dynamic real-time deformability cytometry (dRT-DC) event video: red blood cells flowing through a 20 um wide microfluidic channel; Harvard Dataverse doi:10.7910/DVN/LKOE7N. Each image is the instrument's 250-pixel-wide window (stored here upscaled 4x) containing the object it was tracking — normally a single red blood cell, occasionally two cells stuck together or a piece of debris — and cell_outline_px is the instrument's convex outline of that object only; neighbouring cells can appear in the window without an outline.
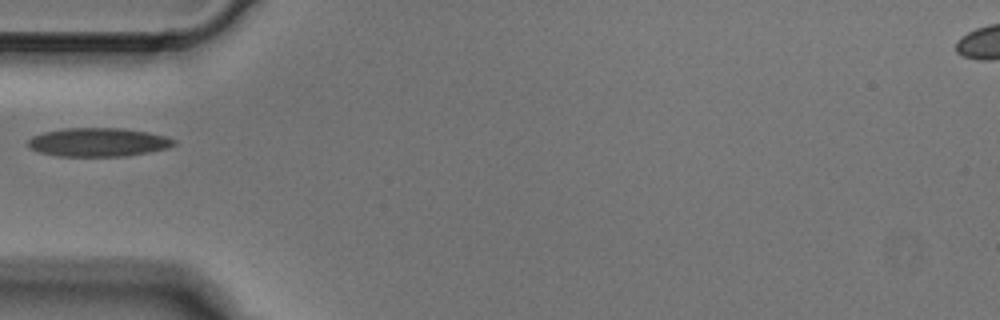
{"species": "Egyptian fruit bat (a non-hibernating species)", "species_latin": "Rousettus aegyptiacus", "temperature_condition": "cold", "stored_images_in_passage": 1, "camera_frame_rate_fps": 3000, "um_per_image_px": 0.085, "animal": {"sex": "male"}, "frame": {"image": 1, "passage_image": 1, "time_ms": 0.0, "image_size_px": [1000, 320], "cell_outline_px": [[176, 144], [168, 148], [148, 152], [124, 156], [56, 156], [40, 152], [32, 148], [28, 144], [28, 140], [32, 136], [44, 132], [64, 128], [120, 128], [148, 132], [164, 136], [176, 140]], "centroid_in_image_um": [8.36, 12.08], "position_along_channel_um": 76.6, "area_um2": 24.22}}